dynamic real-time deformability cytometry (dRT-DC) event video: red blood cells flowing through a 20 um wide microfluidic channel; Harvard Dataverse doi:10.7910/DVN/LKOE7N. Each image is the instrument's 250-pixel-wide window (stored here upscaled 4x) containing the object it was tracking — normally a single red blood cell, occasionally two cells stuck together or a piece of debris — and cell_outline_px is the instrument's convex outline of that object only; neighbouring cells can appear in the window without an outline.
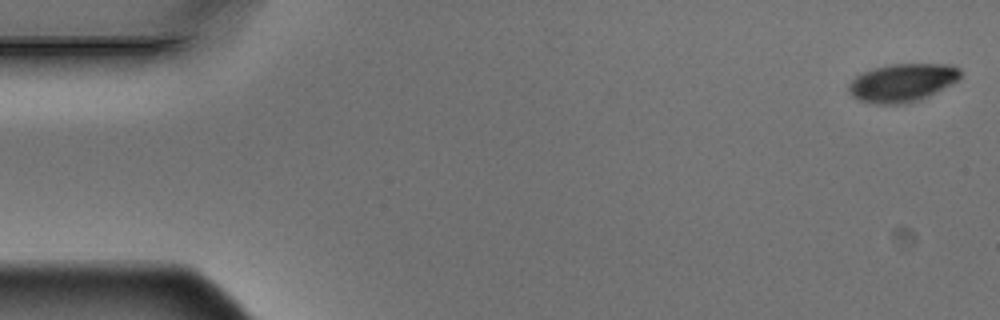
{"species": "Egyptian fruit bat (a non-hibernating species)", "species_latin": "Rousettus aegyptiacus", "temperature_condition": "warm", "stored_images_in_passage": 5, "camera_frame_rate_fps": 3000, "um_per_image_px": 0.085, "animal": {"sex": "male"}, "frame": {"image": 1, "passage_image": 1, "time_ms": 0.0, "image_size_px": [1000, 320], "cell_outline_px": [[960, 76], [956, 80], [928, 96], [920, 100], [904, 104], [880, 104], [860, 100], [852, 96], [848, 92], [848, 84], [856, 76], [872, 68], [888, 64], [948, 64], [960, 68]], "centroid_in_image_um": [76.65, 7.02], "position_along_channel_um": 8.3, "area_um2": 24.62}}
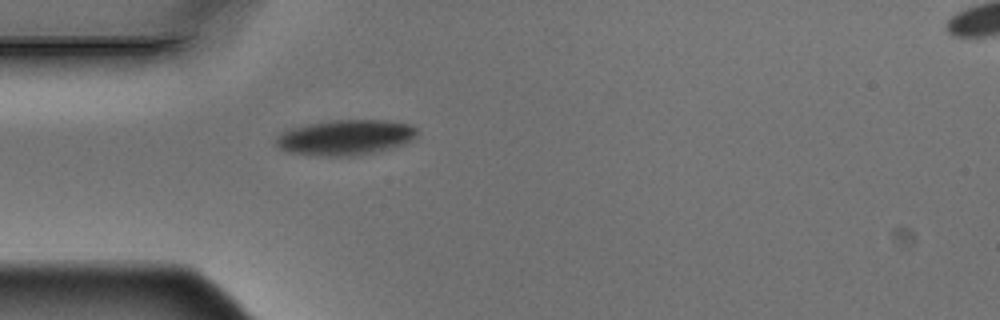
{"frame": {"image": 2, "passage_image": 5, "time_ms": 1.333, "image_size_px": [1000, 320], "cell_outline_px": [[416, 136], [412, 140], [404, 144], [372, 152], [352, 156], [324, 156], [288, 152], [280, 148], [276, 144], [276, 136], [288, 128], [308, 124], [332, 120], [388, 120], [408, 124], [416, 128]], "centroid_in_image_um": [29.33, 11.67], "position_along_channel_um": 55.7, "area_um2": 28.9}}